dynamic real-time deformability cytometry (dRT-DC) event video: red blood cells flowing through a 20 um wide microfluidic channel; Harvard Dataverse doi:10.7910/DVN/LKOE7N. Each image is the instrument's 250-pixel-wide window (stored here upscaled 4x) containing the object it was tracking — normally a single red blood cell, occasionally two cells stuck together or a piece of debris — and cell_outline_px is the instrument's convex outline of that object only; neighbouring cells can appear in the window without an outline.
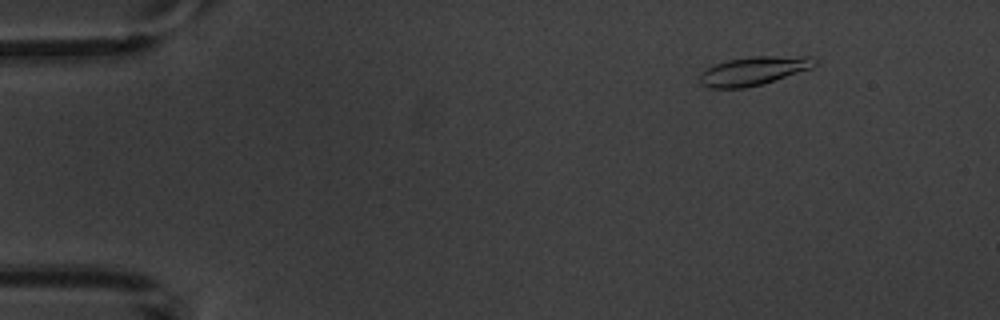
{"species": "common noctule bat (a hibernating species)", "species_latin": "Nyctalus noctula", "temperature_condition": "warm", "stored_images_in_passage": 3, "camera_frame_rate_fps": 3000, "um_per_image_px": 0.085, "animal": {"sex": "male", "body_mass_g": 20.1, "forearm_length_mm": 53.5}, "frame": {"image": 1, "passage_image": 3, "time_ms": 6.0, "image_size_px": [1000, 320], "cell_outline_px": [[816, 64], [812, 68], [764, 84], [744, 88], [708, 88], [700, 84], [700, 72], [716, 64], [728, 60], [752, 56], [812, 56], [816, 60]], "centroid_in_image_um": [64.07, 6.03], "position_along_channel_um": 20.9, "area_um2": 19.31}}